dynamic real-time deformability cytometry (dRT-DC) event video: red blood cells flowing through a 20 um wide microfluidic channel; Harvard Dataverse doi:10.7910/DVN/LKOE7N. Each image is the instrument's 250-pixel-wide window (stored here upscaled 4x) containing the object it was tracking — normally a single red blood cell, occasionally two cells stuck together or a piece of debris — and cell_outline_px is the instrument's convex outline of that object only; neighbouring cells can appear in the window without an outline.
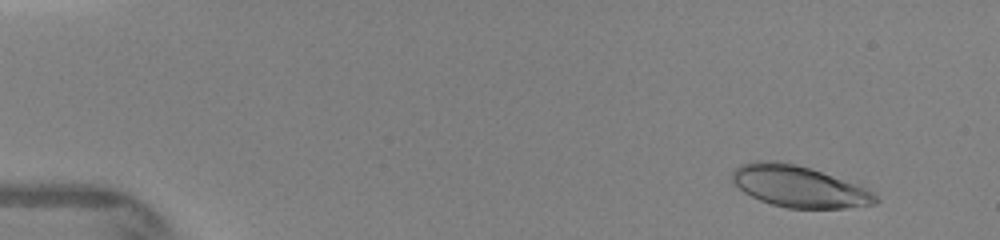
{"species": "human", "species_latin": "Homo sapiens", "temperature_condition": "warm", "stored_images_in_passage": 15, "camera_frame_rate_fps": 3000, "um_per_image_px": 0.085, "donor": {"sex": "female"}, "frame": {"image": 1, "passage_image": 6, "time_ms": 1.0, "image_size_px": [1000, 240], "cell_outline_px": [[880, 200], [876, 204], [844, 208], [788, 208], [772, 204], [760, 200], [744, 192], [732, 180], [732, 172], [740, 164], [756, 160], [776, 160], [796, 164], [832, 176], [864, 188], [872, 192]], "centroid_in_image_um": [67.87, 15.84], "position_along_channel_um": 17.1, "area_um2": 34.16}}